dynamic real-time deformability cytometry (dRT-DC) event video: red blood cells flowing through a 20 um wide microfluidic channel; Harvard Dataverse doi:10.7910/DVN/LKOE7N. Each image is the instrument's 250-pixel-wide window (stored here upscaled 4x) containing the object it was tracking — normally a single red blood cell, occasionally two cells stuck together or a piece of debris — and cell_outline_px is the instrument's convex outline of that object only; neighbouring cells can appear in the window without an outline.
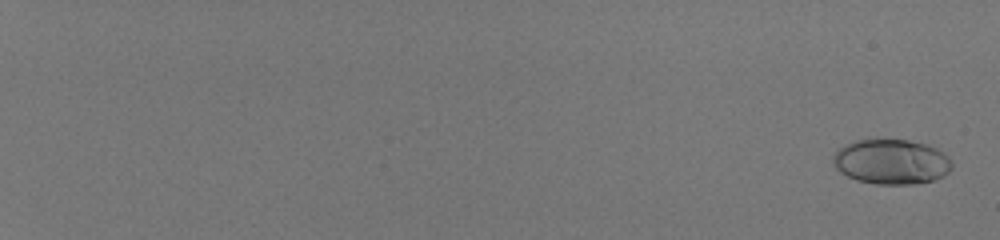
{"species": "human", "species_latin": "Homo sapiens", "temperature_condition": "room temperature", "stored_images_in_passage": 57, "camera_frame_rate_fps": 3000, "um_per_image_px": 0.085, "donor": {"sex": "male"}, "frame": {"image": 1, "passage_image": 2, "time_ms": 0.333, "image_size_px": [1000, 240], "cell_outline_px": [[952, 168], [944, 176], [932, 180], [912, 184], [876, 184], [856, 180], [840, 172], [832, 164], [832, 156], [840, 148], [856, 140], [908, 140], [928, 144], [944, 152], [952, 160]], "centroid_in_image_um": [75.79, 13.75], "position_along_channel_um": 9.2, "area_um2": 31.21}}
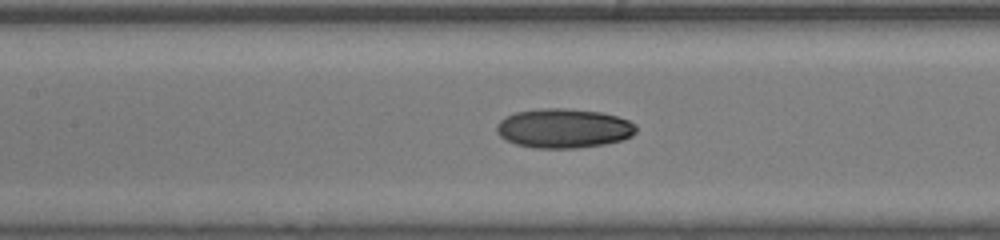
{"frame": {"image": 2, "passage_image": 34, "time_ms": 11.0, "image_size_px": [1000, 240], "cell_outline_px": [[636, 132], [632, 136], [620, 140], [604, 144], [576, 148], [532, 148], [516, 144], [500, 136], [496, 132], [496, 124], [500, 120], [516, 112], [540, 108], [568, 108], [600, 112], [616, 116], [628, 120], [636, 124]], "centroid_in_image_um": [47.9, 10.9], "position_along_channel_um": 159.5, "area_um2": 32.02}}
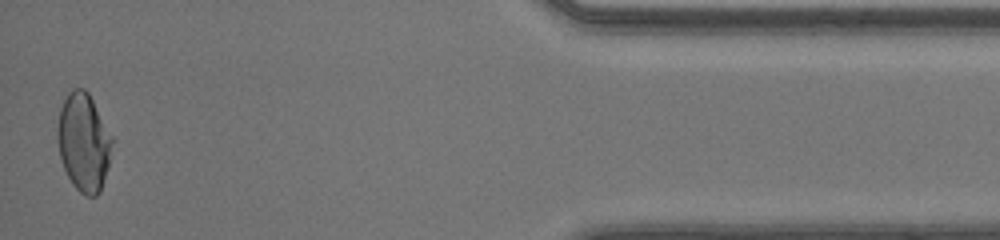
{"frame": {"image": 3, "passage_image": 57, "time_ms": 18.667, "image_size_px": [1000, 240], "cell_outline_px": [[112, 140], [108, 164], [100, 192], [96, 196], [84, 196], [72, 184], [64, 168], [60, 156], [56, 136], [56, 132], [60, 108], [68, 92], [72, 88], [84, 88], [88, 92], [112, 136]], "centroid_in_image_um": [7.08, 12.08], "position_along_channel_um": 428.1, "area_um2": 30.98}, "authors_computed_cell_mechanics": {"area_um2": 30.634, "velocity_mm_per_s": 4.1435, "shape_relaxation_time_tau1_ms": 6.0142, "shape_relaxation_time_tau2_ms": 1.2945, "deformation_change_tau1": 0.1781, "deformation_change_tau2": 0.0512}}